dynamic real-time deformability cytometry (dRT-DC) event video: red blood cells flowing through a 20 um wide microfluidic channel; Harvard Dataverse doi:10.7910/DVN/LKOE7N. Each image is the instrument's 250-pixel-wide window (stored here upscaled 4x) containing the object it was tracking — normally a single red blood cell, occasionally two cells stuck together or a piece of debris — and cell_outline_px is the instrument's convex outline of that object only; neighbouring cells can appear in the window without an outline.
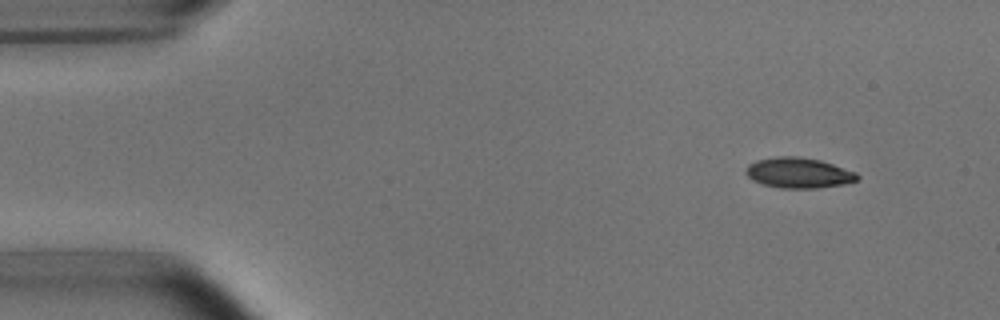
{"species": "common noctule bat (a hibernating species)", "species_latin": "Nyctalus noctula", "temperature_condition": "room temperature", "stored_images_in_passage": 2, "camera_frame_rate_fps": 3000, "um_per_image_px": 0.085, "animal": {"sex": "male", "body_mass_g": 15.6}, "frame": {"image": 1, "passage_image": 2, "time_ms": 2.0, "image_size_px": [1000, 320], "cell_outline_px": [[860, 176], [856, 180], [844, 184], [816, 188], [780, 188], [760, 184], [752, 180], [744, 172], [748, 164], [756, 160], [780, 156], [796, 156], [820, 160], [856, 172]], "centroid_in_image_um": [67.84, 14.69], "position_along_channel_um": 17.2, "area_um2": 19.77}}